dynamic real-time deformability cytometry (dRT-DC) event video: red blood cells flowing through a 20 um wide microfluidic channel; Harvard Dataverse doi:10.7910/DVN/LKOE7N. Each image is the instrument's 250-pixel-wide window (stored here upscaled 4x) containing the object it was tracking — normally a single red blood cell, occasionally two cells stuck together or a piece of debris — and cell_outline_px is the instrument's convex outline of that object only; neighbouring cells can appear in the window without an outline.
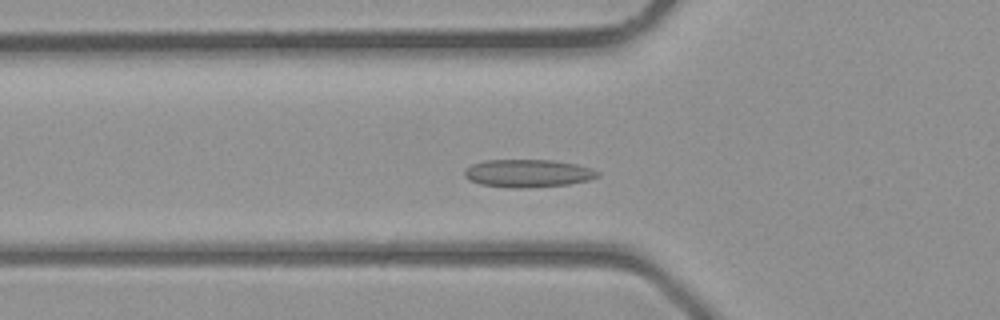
{"species": "common noctule bat (a hibernating species)", "species_latin": "Nyctalus noctula", "temperature_condition": "room temperature", "stored_images_in_passage": 38, "camera_frame_rate_fps": 3000, "um_per_image_px": 0.085, "animal": {"sex": "male", "body_mass_g": 23.1, "forearm_length_mm": 52.7}, "frame": {"image": 1, "passage_image": 11, "time_ms": 3.333, "image_size_px": [1000, 320], "cell_outline_px": [[600, 176], [588, 180], [568, 184], [524, 188], [512, 188], [480, 184], [468, 180], [464, 176], [464, 168], [472, 164], [484, 160], [552, 160], [576, 164], [592, 168], [600, 172]], "centroid_in_image_um": [44.85, 14.73], "position_along_channel_um": 80.9, "area_um2": 21.73}}
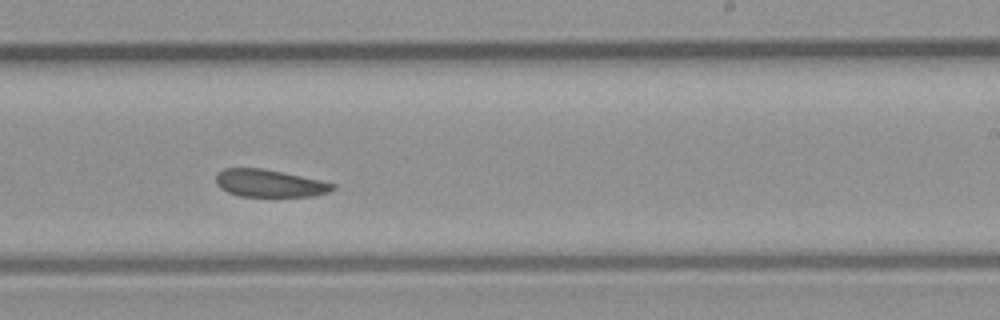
{"frame": {"image": 2, "passage_image": 22, "time_ms": 7.0, "image_size_px": [1000, 320], "cell_outline_px": [[336, 188], [328, 192], [312, 196], [240, 196], [228, 192], [220, 188], [216, 184], [216, 172], [224, 168], [264, 168], [320, 180], [336, 184]], "centroid_in_image_um": [22.88, 15.57], "position_along_channel_um": 266.1, "area_um2": 18.73}}
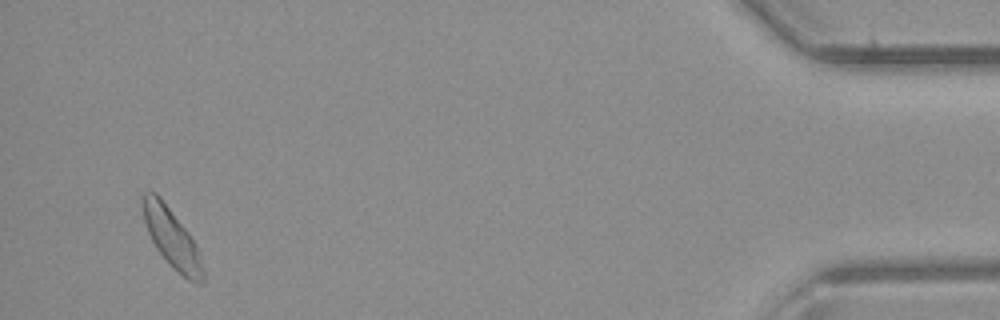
{"frame": {"image": 3, "passage_image": 36, "time_ms": 11.667, "image_size_px": [1000, 320], "cell_outline_px": [[204, 280], [200, 284], [188, 280], [172, 268], [156, 248], [148, 232], [144, 220], [140, 200], [140, 196], [144, 192], [156, 192], [160, 196], [188, 232], [196, 248], [204, 272]], "centroid_in_image_um": [14.55, 20.21], "position_along_channel_um": 420.6, "area_um2": 20.52}}